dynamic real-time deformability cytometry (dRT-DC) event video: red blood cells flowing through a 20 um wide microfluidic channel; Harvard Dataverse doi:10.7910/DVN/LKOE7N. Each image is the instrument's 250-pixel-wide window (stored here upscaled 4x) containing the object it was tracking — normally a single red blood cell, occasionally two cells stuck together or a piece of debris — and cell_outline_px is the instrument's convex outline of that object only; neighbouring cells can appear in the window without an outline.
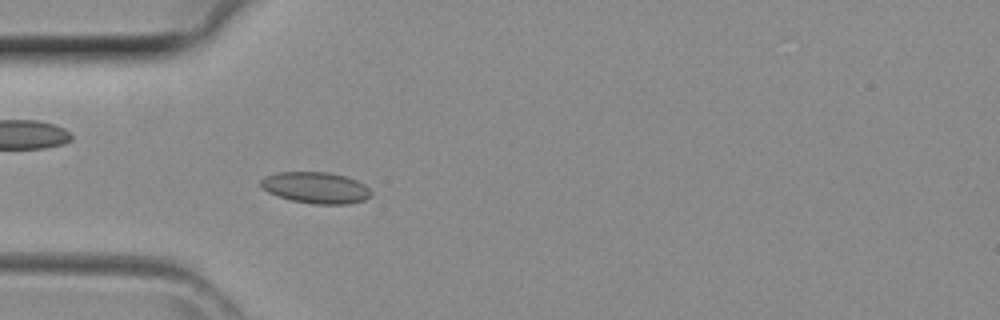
{"species": "common noctule bat (a hibernating species)", "species_latin": "Nyctalus noctula", "temperature_condition": "room temperature", "stored_images_in_passage": 40, "camera_frame_rate_fps": 3000, "um_per_image_px": 0.085, "animal": {"sex": "female", "body_mass_g": 29.2, "forearm_length_mm": 56.3}, "frame": {"image": 1, "passage_image": 11, "time_ms": 3.333, "image_size_px": [1000, 320], "cell_outline_px": [[372, 196], [364, 200], [348, 204], [312, 204], [292, 200], [268, 192], [260, 184], [260, 180], [264, 176], [276, 172], [328, 172], [344, 176], [356, 180], [364, 184], [372, 192]], "centroid_in_image_um": [26.85, 15.95], "position_along_channel_um": 58.1, "area_um2": 20.11}}
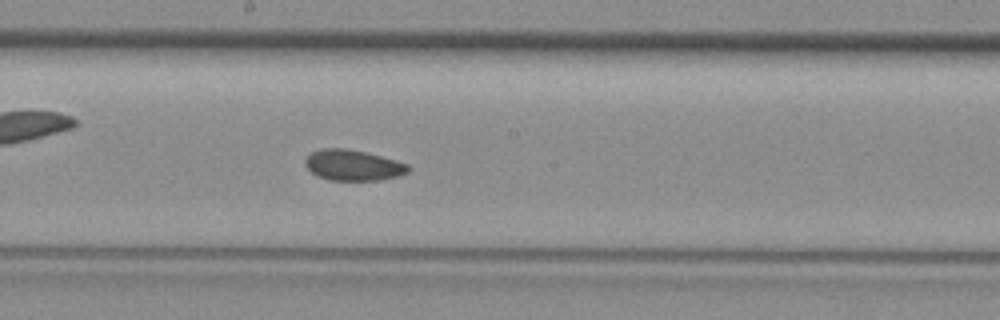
{"frame": {"image": 2, "passage_image": 21, "time_ms": 6.667, "image_size_px": [1000, 320], "cell_outline_px": [[412, 168], [408, 172], [400, 176], [380, 180], [328, 180], [312, 172], [304, 164], [304, 160], [312, 152], [320, 148], [344, 148], [364, 152], [396, 160], [408, 164]], "centroid_in_image_um": [30.04, 14.04], "position_along_channel_um": 218.2, "area_um2": 18.44}}
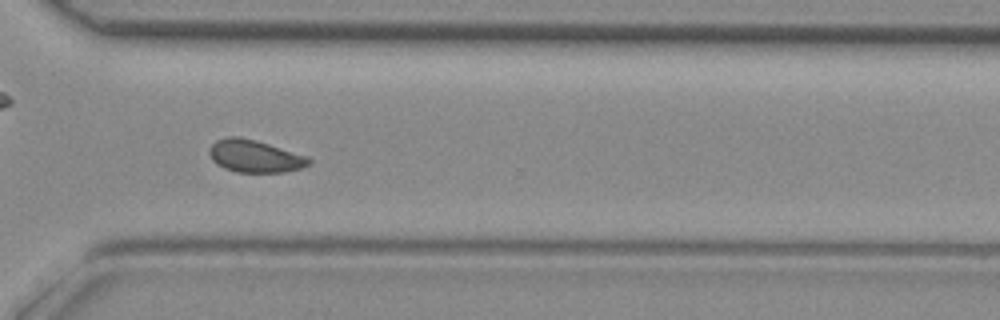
{"frame": {"image": 3, "passage_image": 29, "time_ms": 9.333, "image_size_px": [1000, 320], "cell_outline_px": [[312, 160], [308, 164], [300, 168], [284, 172], [236, 172], [224, 168], [216, 164], [212, 160], [208, 152], [208, 148], [216, 140], [228, 136], [240, 136], [256, 140], [308, 156]], "centroid_in_image_um": [21.62, 13.26], "position_along_channel_um": 349.0, "area_um2": 18.9}}